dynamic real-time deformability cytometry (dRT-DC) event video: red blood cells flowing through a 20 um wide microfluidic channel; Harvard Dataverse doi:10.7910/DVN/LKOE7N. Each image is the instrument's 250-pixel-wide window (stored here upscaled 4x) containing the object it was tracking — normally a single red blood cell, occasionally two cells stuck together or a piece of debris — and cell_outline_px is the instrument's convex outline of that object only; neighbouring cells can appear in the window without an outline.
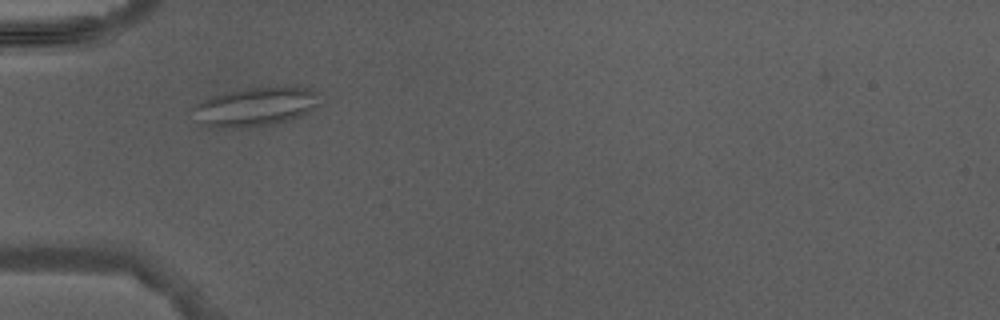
{"species": "Egyptian fruit bat (a non-hibernating species)", "species_latin": "Rousettus aegyptiacus", "temperature_condition": "warm", "stored_images_in_passage": 2, "camera_frame_rate_fps": 3000, "um_per_image_px": 0.085, "animal": {"sex": "male"}, "frame": {"image": 1, "passage_image": 1, "time_ms": 0.0, "image_size_px": [1000, 320], "cell_outline_px": [[328, 96], [308, 112], [300, 116], [288, 120], [272, 124], [240, 128], [208, 128], [200, 124], [188, 112], [196, 104], [212, 96], [248, 88], [280, 84], [308, 88], [324, 92]], "centroid_in_image_um": [21.77, 9.05], "position_along_channel_um": 63.2, "area_um2": 30.06}}